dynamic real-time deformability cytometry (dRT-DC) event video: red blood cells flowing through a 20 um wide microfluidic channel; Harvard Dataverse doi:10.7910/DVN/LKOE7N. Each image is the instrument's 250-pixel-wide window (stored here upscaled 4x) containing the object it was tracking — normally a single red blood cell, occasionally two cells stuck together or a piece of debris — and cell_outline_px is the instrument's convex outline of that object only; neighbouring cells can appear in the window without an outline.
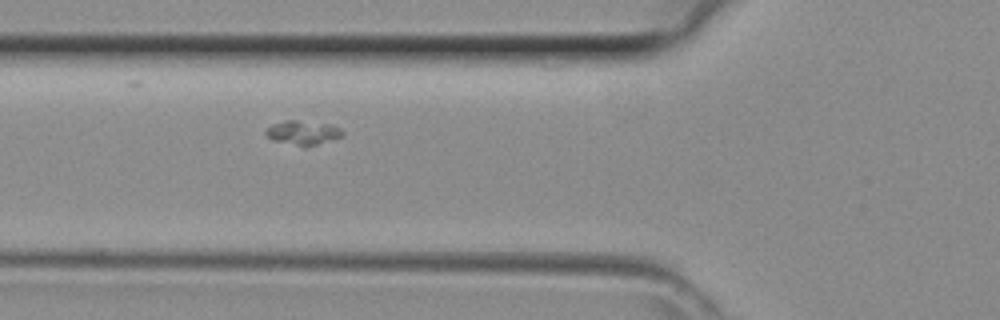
{"species": "common noctule bat (a hibernating species)", "species_latin": "Nyctalus noctula", "temperature_condition": "room temperature", "stored_images_in_passage": 38, "camera_frame_rate_fps": 3000, "um_per_image_px": 0.085, "animal": {"sex": "female", "body_mass_g": 29.2, "forearm_length_mm": 56.3}, "frame": {"image": 1, "passage_image": 11, "time_ms": 3.333, "image_size_px": [1000, 320], "cell_outline_px": [[344, 136], [308, 148], [304, 148], [272, 140], [264, 132], [272, 124], [284, 120], [296, 120], [332, 124], [340, 128], [344, 132]], "centroid_in_image_um": [25.78, 11.3], "position_along_channel_um": 100.0, "area_um2": 11.21}}
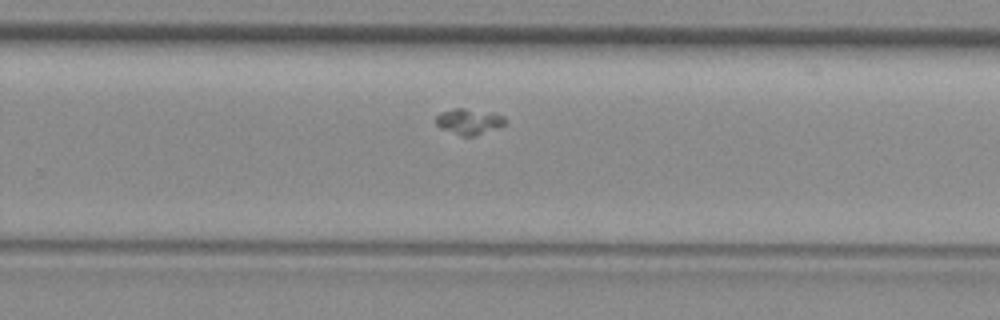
{"frame": {"image": 2, "passage_image": 23, "time_ms": 7.333, "image_size_px": [1000, 320], "cell_outline_px": [[508, 120], [504, 124], [472, 136], [460, 136], [440, 128], [436, 124], [436, 116], [440, 112], [456, 108], [464, 108], [504, 116]], "centroid_in_image_um": [39.8, 10.33], "position_along_channel_um": 290.0, "area_um2": 10.06}}
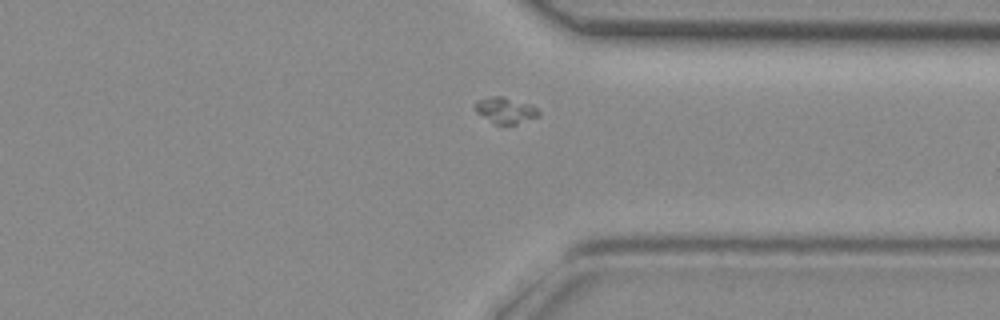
{"frame": {"image": 3, "passage_image": 28, "time_ms": 9.0, "image_size_px": [1000, 320], "cell_outline_px": [[540, 116], [516, 124], [500, 128], [476, 112], [472, 108], [476, 100], [492, 96], [500, 96], [532, 104], [540, 112]], "centroid_in_image_um": [42.93, 9.41], "position_along_channel_um": 368.5, "area_um2": 10.12}}